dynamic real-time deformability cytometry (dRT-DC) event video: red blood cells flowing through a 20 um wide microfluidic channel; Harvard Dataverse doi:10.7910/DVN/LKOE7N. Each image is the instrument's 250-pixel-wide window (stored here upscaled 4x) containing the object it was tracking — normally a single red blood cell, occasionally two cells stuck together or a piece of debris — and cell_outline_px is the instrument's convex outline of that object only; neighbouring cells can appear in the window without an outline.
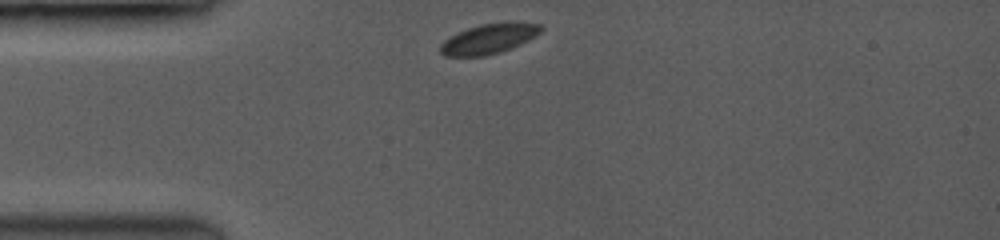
{"species": "common noctule bat (a hibernating species)", "species_latin": "Nyctalus noctula", "temperature_condition": "room temperature", "stored_images_in_passage": 44, "camera_frame_rate_fps": 3500, "um_per_image_px": 0.085, "animal": {"sex": "female", "body_mass_g": 19.0, "forearm_length_mm": 53.3}, "frame": {"image": 1, "passage_image": 1, "time_ms": 0.0, "image_size_px": [1000, 240], "cell_outline_px": [[544, 28], [536, 36], [520, 44], [500, 52], [484, 56], [448, 56], [440, 52], [440, 44], [444, 40], [456, 32], [480, 24], [508, 20], [516, 20], [540, 24]], "centroid_in_image_um": [41.6, 3.25], "position_along_channel_um": 43.4, "area_um2": 17.98}}
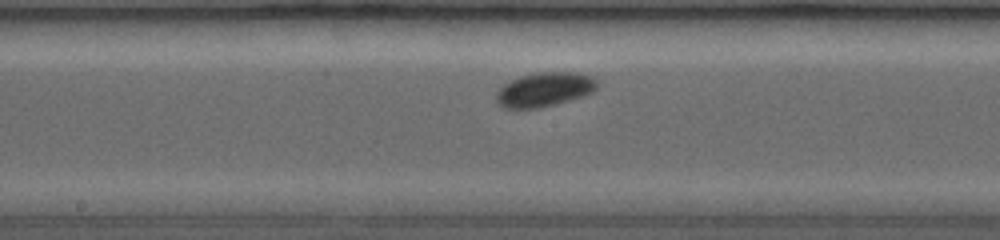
{"frame": {"image": 2, "passage_image": 20, "time_ms": 4.571, "image_size_px": [1000, 240], "cell_outline_px": [[600, 80], [596, 88], [592, 92], [580, 96], [552, 104], [532, 108], [508, 108], [500, 104], [496, 100], [496, 96], [500, 88], [504, 84], [520, 76], [536, 72], [580, 72], [592, 76]], "centroid_in_image_um": [46.32, 7.56], "position_along_channel_um": 201.9, "area_um2": 19.77}}
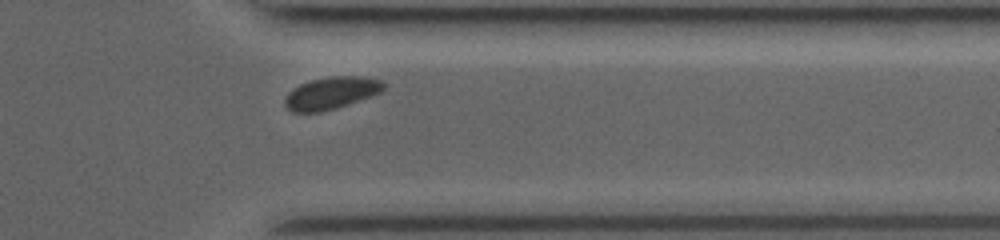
{"frame": {"image": 3, "passage_image": 39, "time_ms": 9.143, "image_size_px": [1000, 240], "cell_outline_px": [[384, 88], [380, 92], [348, 104], [336, 108], [320, 112], [292, 112], [284, 104], [284, 100], [288, 92], [292, 88], [300, 84], [312, 80], [336, 76], [360, 76], [380, 80], [384, 84]], "centroid_in_image_um": [28.11, 7.91], "position_along_channel_um": 383.3, "area_um2": 18.26}, "authors_computed_cell_mechanics": {"area_um2": 18.3226, "velocity_mm_per_s": 3.9314, "shape_relaxation_time_tau1_ms": 1.432, "shape_relaxation_time_tau2_ms": null, "deformation_change_tau1": 0.0611, "deformation_change_tau2": null}}